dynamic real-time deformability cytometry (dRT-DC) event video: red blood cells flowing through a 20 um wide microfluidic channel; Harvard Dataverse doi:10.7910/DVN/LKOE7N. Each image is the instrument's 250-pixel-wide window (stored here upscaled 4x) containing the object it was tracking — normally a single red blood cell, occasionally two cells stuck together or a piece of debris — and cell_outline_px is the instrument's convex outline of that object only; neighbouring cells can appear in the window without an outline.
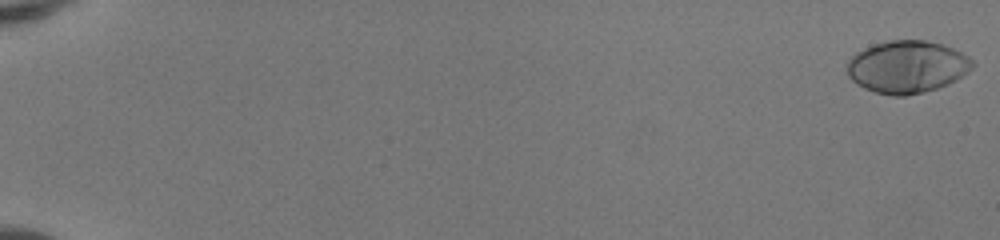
{"species": "human", "species_latin": "Homo sapiens", "temperature_condition": "room temperature", "stored_images_in_passage": 52, "camera_frame_rate_fps": 3000, "um_per_image_px": 0.085, "donor": {"sex": "female"}, "frame": {"image": 1, "passage_image": 1, "time_ms": 0.0, "image_size_px": [1000, 240], "cell_outline_px": [[976, 64], [968, 72], [956, 80], [948, 84], [936, 88], [904, 96], [892, 96], [876, 92], [864, 88], [856, 84], [848, 76], [848, 60], [856, 52], [872, 44], [888, 40], [924, 40], [944, 44], [968, 56]], "centroid_in_image_um": [77.1, 5.67], "position_along_channel_um": 7.9, "area_um2": 38.32}}
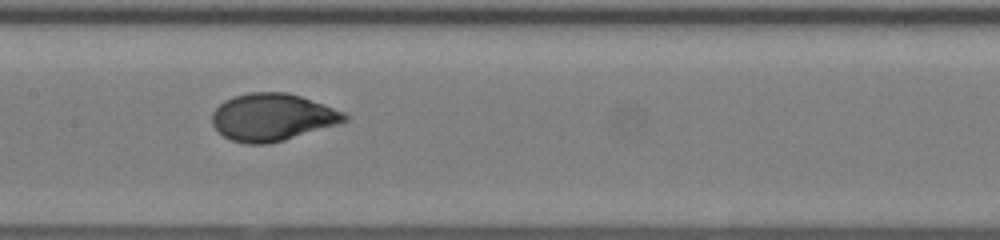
{"frame": {"image": 2, "passage_image": 29, "time_ms": 9.333, "image_size_px": [1000, 240], "cell_outline_px": [[348, 120], [336, 124], [284, 140], [268, 144], [248, 144], [232, 140], [224, 136], [212, 124], [212, 112], [224, 100], [248, 92], [288, 92], [324, 104], [344, 112], [348, 116]], "centroid_in_image_um": [23.13, 9.95], "position_along_channel_um": 184.3, "area_um2": 36.24}}
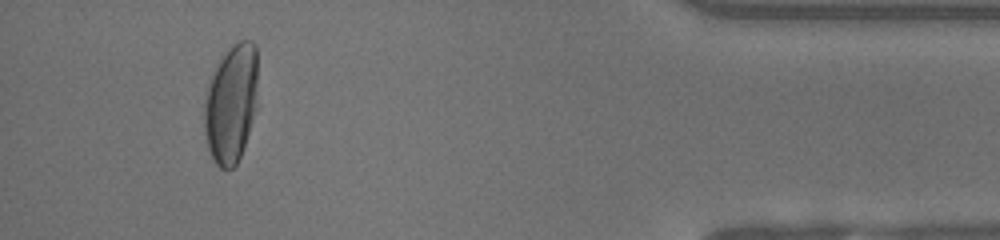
{"frame": {"image": 3, "passage_image": 49, "time_ms": 16.0, "image_size_px": [1000, 240], "cell_outline_px": [[256, 108], [244, 148], [236, 164], [232, 168], [220, 168], [216, 164], [208, 148], [204, 132], [204, 104], [208, 88], [212, 76], [220, 60], [240, 40], [252, 40], [256, 44]], "centroid_in_image_um": [19.65, 8.85], "position_along_channel_um": 415.5, "area_um2": 36.36}, "authors_computed_cell_mechanics": {"area_um2": 36.2117, "velocity_mm_per_s": 4.1679, "shape_relaxation_time_tau1_ms": 3.4899, "shape_relaxation_time_tau2_ms": null, "deformation_change_tau1": 0.2303, "deformation_change_tau2": null}}